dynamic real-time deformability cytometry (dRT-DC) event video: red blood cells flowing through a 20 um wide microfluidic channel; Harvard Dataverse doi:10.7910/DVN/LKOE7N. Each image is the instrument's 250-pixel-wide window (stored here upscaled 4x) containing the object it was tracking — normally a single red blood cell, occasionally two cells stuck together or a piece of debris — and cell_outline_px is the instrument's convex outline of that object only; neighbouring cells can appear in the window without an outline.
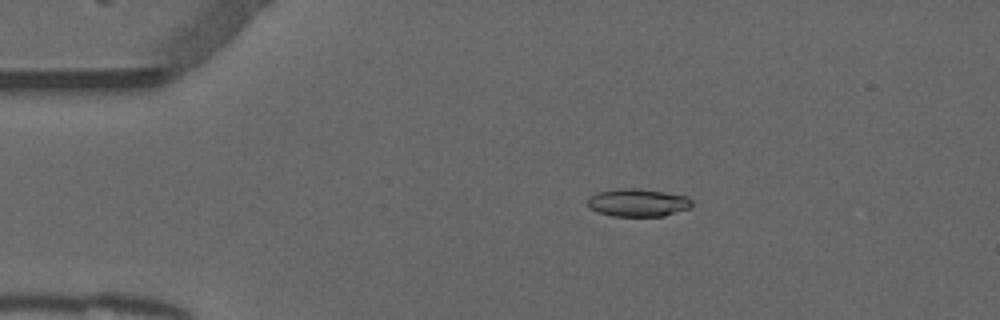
{"species": "common noctule bat (a hibernating species)", "species_latin": "Nyctalus noctula", "temperature_condition": "warm", "stored_images_in_passage": 45, "camera_frame_rate_fps": 3000, "um_per_image_px": 0.085, "animal": {"sex": "male", "forearm_length_mm": 52.5}, "frame": {"image": 1, "passage_image": 2, "time_ms": 0.333, "image_size_px": [1000, 320], "cell_outline_px": [[692, 208], [664, 216], [612, 216], [596, 212], [588, 208], [588, 196], [596, 192], [616, 188], [636, 188], [664, 192], [688, 196], [692, 200]], "centroid_in_image_um": [54.2, 17.22], "position_along_channel_um": 30.8, "area_um2": 17.28}}
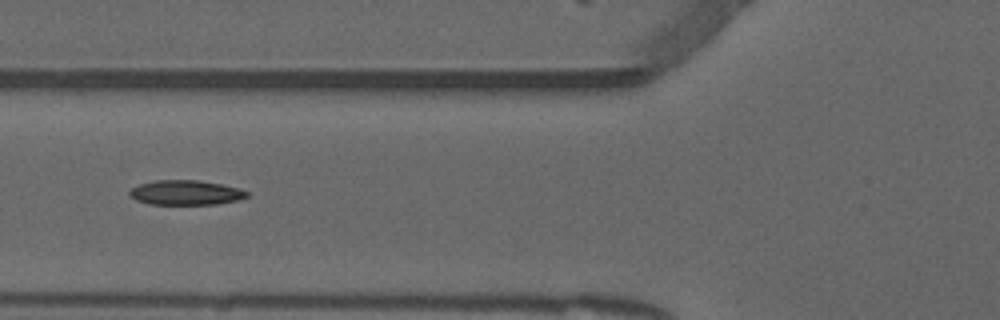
{"frame": {"image": 2, "passage_image": 12, "time_ms": 3.667, "image_size_px": [1000, 320], "cell_outline_px": [[248, 196], [240, 200], [216, 204], [148, 204], [136, 200], [128, 192], [132, 188], [140, 184], [152, 180], [196, 180], [220, 184], [240, 188], [248, 192]], "centroid_in_image_um": [15.8, 16.37], "position_along_channel_um": 110.0, "area_um2": 16.88}}
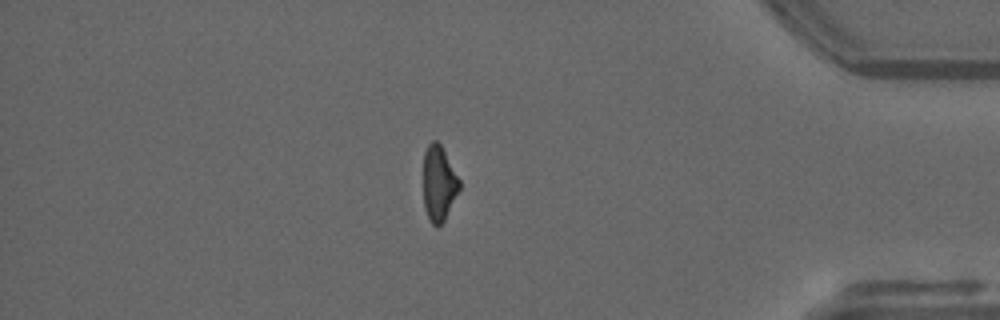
{"frame": {"image": 3, "passage_image": 37, "time_ms": 12.0, "image_size_px": [1000, 320], "cell_outline_px": [[460, 188], [444, 220], [440, 224], [432, 224], [428, 220], [424, 208], [424, 152], [428, 144], [432, 140], [436, 140], [440, 144], [460, 180]], "centroid_in_image_um": [37.29, 15.58], "position_along_channel_um": 397.9, "area_um2": 15.61}, "authors_computed_cell_mechanics": {"area_um2": 16.8776, "velocity_mm_per_s": 3.8973, "shape_relaxation_time_tau1_ms": 9.5415, "shape_relaxation_time_tau2_ms": 4.9923, "deformation_change_tau1": 0.2446, "deformation_change_tau2": 0.1193}}